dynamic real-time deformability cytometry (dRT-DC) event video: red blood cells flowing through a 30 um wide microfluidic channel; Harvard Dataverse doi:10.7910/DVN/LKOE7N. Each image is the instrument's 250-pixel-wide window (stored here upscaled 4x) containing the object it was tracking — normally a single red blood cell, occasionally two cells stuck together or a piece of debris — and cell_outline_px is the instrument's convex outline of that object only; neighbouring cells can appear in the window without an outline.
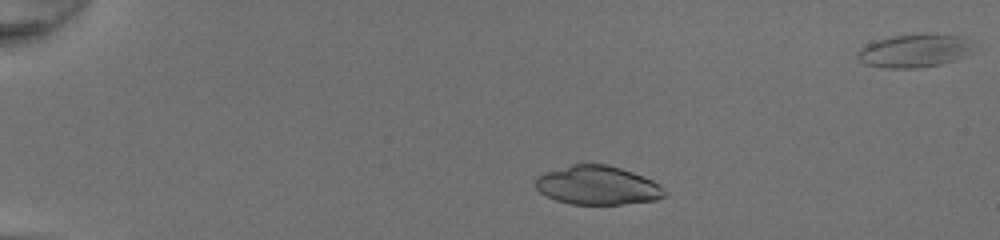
{"species": "common noctule bat (a hibernating species)", "species_latin": "Nyctalus noctula", "temperature_condition": "room temperature", "stored_images_in_passage": 46, "camera_frame_rate_fps": 3000, "um_per_image_px": 0.085, "animal": {"sex": "female", "body_mass_g": 20.0, "forearm_length_mm": 54.0}, "frame": {"image": 1, "passage_image": 8, "time_ms": 2.333, "image_size_px": [1000, 240], "cell_outline_px": [[668, 192], [664, 196], [656, 200], [620, 204], [572, 204], [556, 200], [540, 192], [536, 188], [536, 176], [544, 172], [572, 164], [608, 164], [644, 176], [660, 184]], "centroid_in_image_um": [50.8, 15.75], "position_along_channel_um": 34.2, "area_um2": 29.25}}
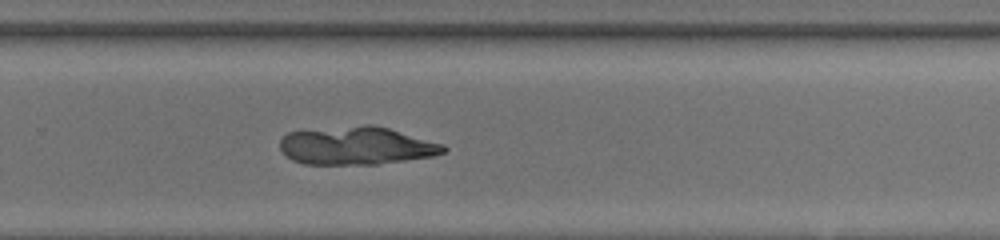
{"frame": {"image": 2, "passage_image": 32, "time_ms": 10.333, "image_size_px": [1000, 240], "cell_outline_px": [[448, 148], [444, 152], [432, 156], [376, 164], [304, 164], [292, 160], [280, 148], [280, 140], [288, 132], [364, 124], [372, 124], [388, 128], [444, 144]], "centroid_in_image_um": [30.3, 12.38], "position_along_channel_um": 299.5, "area_um2": 36.01}}
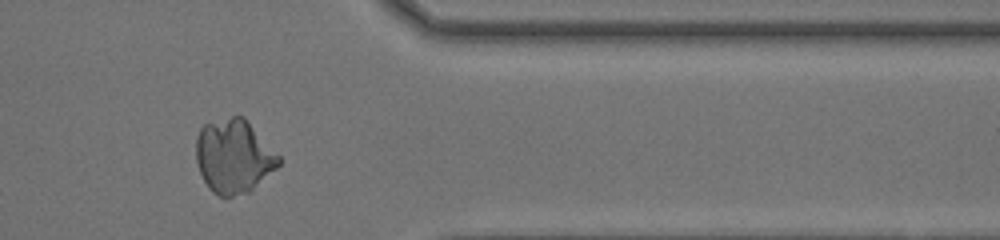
{"frame": {"image": 3, "passage_image": 39, "time_ms": 12.667, "image_size_px": [1000, 240], "cell_outline_px": [[280, 164], [276, 168], [248, 192], [232, 196], [220, 196], [212, 192], [208, 188], [200, 172], [196, 160], [196, 136], [200, 128], [204, 124], [232, 116], [244, 116], [280, 156]], "centroid_in_image_um": [19.85, 13.27], "position_along_channel_um": 391.5, "area_um2": 35.37}}